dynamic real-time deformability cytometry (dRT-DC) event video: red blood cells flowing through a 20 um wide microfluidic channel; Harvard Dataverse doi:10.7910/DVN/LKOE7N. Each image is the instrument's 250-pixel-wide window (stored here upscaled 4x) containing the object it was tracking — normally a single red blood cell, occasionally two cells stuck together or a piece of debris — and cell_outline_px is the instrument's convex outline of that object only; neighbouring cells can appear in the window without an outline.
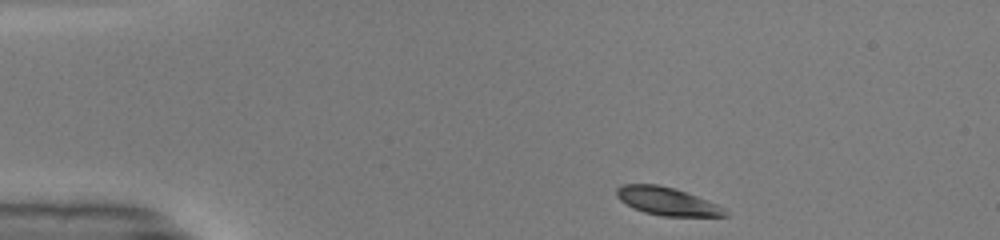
{"species": "common noctule bat (a hibernating species)", "species_latin": "Nyctalus noctula", "temperature_condition": "warm", "stored_images_in_passage": 42, "camera_frame_rate_fps": 3000, "um_per_image_px": 0.085, "animal": {"sex": "male", "body_mass_g": 19.0, "forearm_length_mm": 50.8}, "frame": {"image": 1, "passage_image": 1, "time_ms": 0.0, "image_size_px": [1000, 240], "cell_outline_px": [[728, 216], [660, 216], [644, 212], [632, 208], [620, 200], [616, 196], [616, 188], [624, 184], [656, 184], [676, 188], [716, 204], [724, 208], [728, 212]], "centroid_in_image_um": [56.67, 17.11], "position_along_channel_um": 28.3, "area_um2": 17.69}}
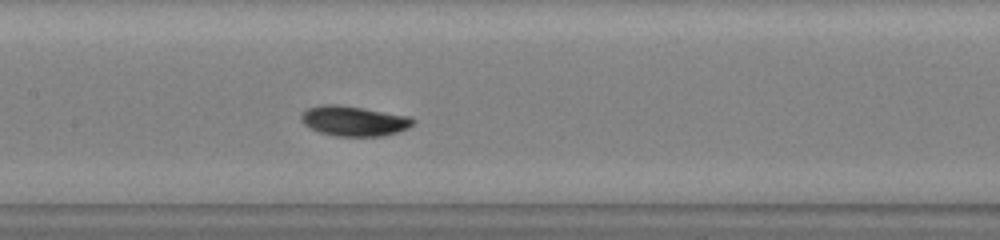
{"frame": {"image": 2, "passage_image": 17, "time_ms": 5.333, "image_size_px": [1000, 240], "cell_outline_px": [[416, 120], [408, 128], [384, 136], [336, 136], [320, 132], [304, 124], [300, 120], [300, 116], [308, 108], [320, 104], [336, 104], [412, 116]], "centroid_in_image_um": [30.1, 10.28], "position_along_channel_um": 177.3, "area_um2": 19.54}}
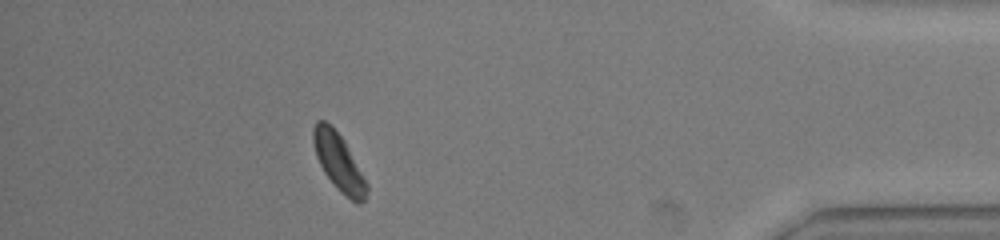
{"frame": {"image": 3, "passage_image": 37, "time_ms": 12.0, "image_size_px": [1000, 240], "cell_outline_px": [[368, 192], [364, 200], [360, 204], [356, 204], [340, 192], [336, 188], [324, 172], [316, 156], [312, 140], [312, 128], [316, 120], [324, 120], [344, 140], [368, 184]], "centroid_in_image_um": [28.79, 13.81], "position_along_channel_um": 406.4, "area_um2": 17.74}, "authors_computed_cell_mechanics": {"area_um2": 18.2648, "velocity_mm_per_s": 4.0956, "shape_relaxation_time_tau1_ms": 1.2891, "shape_relaxation_time_tau2_ms": null, "deformation_change_tau1": 0.1004, "deformation_change_tau2": null}}